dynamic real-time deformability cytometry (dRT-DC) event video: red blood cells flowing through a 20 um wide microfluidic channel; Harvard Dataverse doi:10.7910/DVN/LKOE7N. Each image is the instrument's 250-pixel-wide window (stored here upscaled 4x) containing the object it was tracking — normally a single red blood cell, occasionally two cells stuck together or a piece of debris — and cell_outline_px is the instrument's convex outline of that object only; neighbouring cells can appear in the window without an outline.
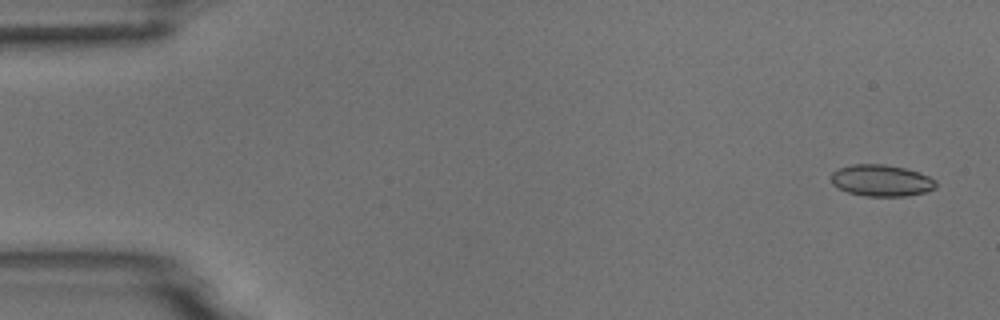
{"species": "common noctule bat (a hibernating species)", "species_latin": "Nyctalus noctula", "temperature_condition": "room temperature", "stored_images_in_passage": 5, "camera_frame_rate_fps": 3000, "um_per_image_px": 0.085, "animal": {"sex": "male", "body_mass_g": 18.8}, "frame": {"image": 1, "passage_image": 1, "time_ms": 0.0, "image_size_px": [1000, 320], "cell_outline_px": [[936, 188], [924, 192], [904, 196], [864, 196], [848, 192], [832, 184], [832, 172], [840, 168], [852, 164], [884, 164], [904, 168], [920, 172], [936, 180]], "centroid_in_image_um": [74.93, 15.34], "position_along_channel_um": 10.1, "area_um2": 19.19}}
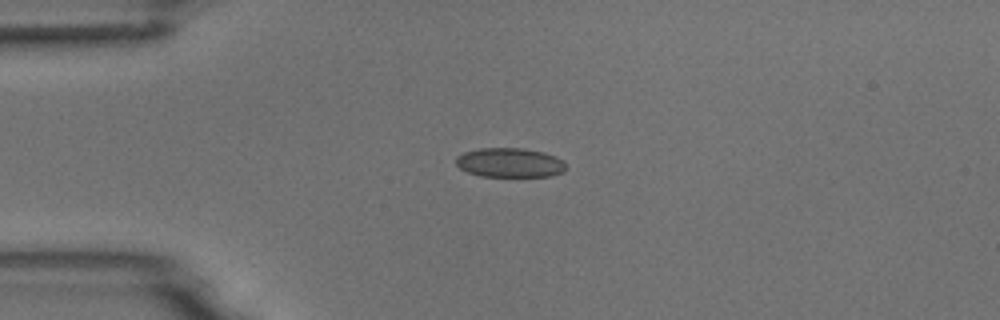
{"frame": {"image": 2, "passage_image": 4, "time_ms": 1.0, "image_size_px": [1000, 320], "cell_outline_px": [[568, 168], [564, 172], [552, 176], [480, 176], [468, 172], [460, 168], [456, 164], [456, 156], [464, 152], [480, 148], [524, 148], [544, 152], [556, 156], [564, 160]], "centroid_in_image_um": [43.38, 13.82], "position_along_channel_um": 41.6, "area_um2": 19.07}}